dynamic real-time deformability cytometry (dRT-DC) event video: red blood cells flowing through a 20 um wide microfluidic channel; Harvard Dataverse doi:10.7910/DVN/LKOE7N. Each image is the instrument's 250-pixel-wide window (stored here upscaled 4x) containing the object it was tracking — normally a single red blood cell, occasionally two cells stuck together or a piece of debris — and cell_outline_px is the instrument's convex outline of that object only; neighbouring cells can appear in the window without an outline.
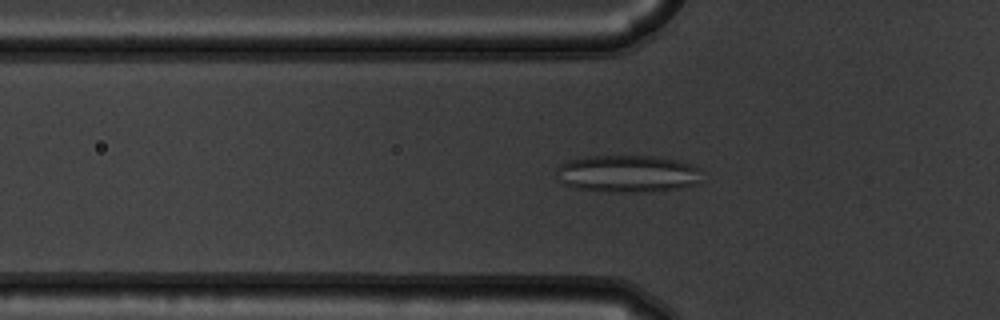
{"species": "common noctule bat (a hibernating species)", "species_latin": "Nyctalus noctula", "temperature_condition": "warm", "stored_images_in_passage": 53, "camera_frame_rate_fps": 3000, "um_per_image_px": 0.085, "animal": {"sex": "male", "body_mass_g": 19.5, "forearm_length_mm": 54.6}, "frame": {"image": 1, "passage_image": 17, "time_ms": 5.333, "image_size_px": [1000, 320], "cell_outline_px": [[700, 184], [660, 192], [608, 192], [576, 188], [564, 184], [560, 180], [556, 172], [556, 168], [560, 164], [568, 160], [588, 156], [652, 156], [680, 160], [692, 164], [700, 168]], "centroid_in_image_um": [53.39, 14.77], "position_along_channel_um": 72.4, "area_um2": 32.14}}
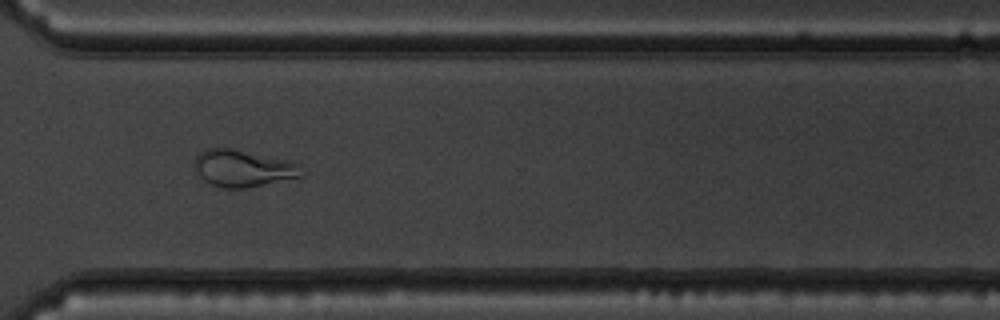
{"frame": {"image": 2, "passage_image": 39, "time_ms": 12.667, "image_size_px": [1000, 320], "cell_outline_px": [[304, 176], [248, 188], [224, 188], [208, 184], [196, 172], [196, 156], [200, 152], [208, 148], [232, 148], [284, 160], [300, 164], [304, 172]], "centroid_in_image_um": [20.67, 14.33], "position_along_channel_um": 349.9, "area_um2": 22.95}}
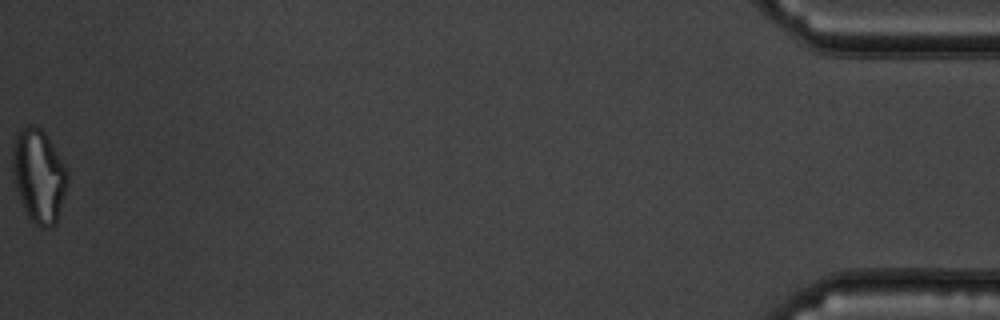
{"frame": {"image": 3, "passage_image": 53, "time_ms": 17.333, "image_size_px": [1000, 320], "cell_outline_px": [[68, 184], [56, 224], [48, 228], [40, 228], [28, 216], [16, 188], [12, 168], [16, 136], [28, 124], [32, 124], [40, 128], [44, 132], [64, 164], [68, 172]], "centroid_in_image_um": [3.33, 14.98], "position_along_channel_um": 431.9, "area_um2": 29.3}, "authors_computed_cell_mechanics": {"area_um2": 27.1082, "velocity_mm_per_s": 3.7796, "shape_relaxation_time_tau1_ms": null, "shape_relaxation_time_tau2_ms": 1.239, "deformation_change_tau1": null, "deformation_change_tau2": 0.096}}